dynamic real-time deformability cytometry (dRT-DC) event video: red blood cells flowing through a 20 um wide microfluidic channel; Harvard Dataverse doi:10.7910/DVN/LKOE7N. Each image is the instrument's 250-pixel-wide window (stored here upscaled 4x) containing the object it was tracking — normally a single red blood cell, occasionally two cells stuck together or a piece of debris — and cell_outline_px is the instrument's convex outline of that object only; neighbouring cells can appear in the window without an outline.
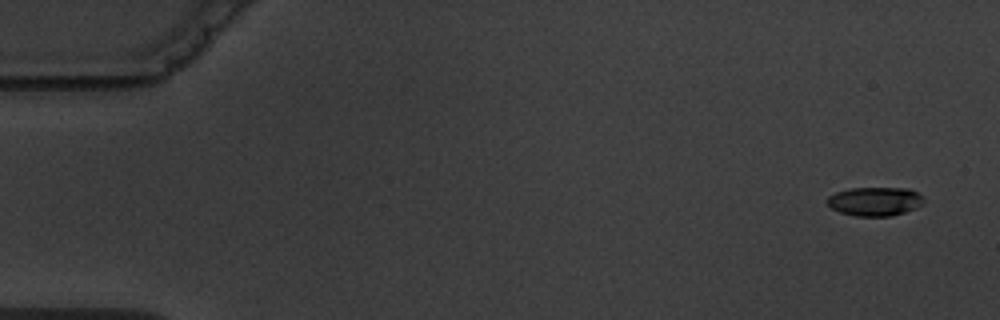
{"species": "common noctule bat (a hibernating species)", "species_latin": "Nyctalus noctula", "temperature_condition": "warm", "stored_images_in_passage": 5, "camera_frame_rate_fps": 3000, "um_per_image_px": 0.085, "animal": {"sex": "male", "body_mass_g": 19.5, "forearm_length_mm": 54.6}, "frame": {"image": 1, "passage_image": 1, "time_ms": 0.0, "image_size_px": [1000, 320], "cell_outline_px": [[924, 200], [916, 208], [892, 216], [856, 216], [840, 212], [832, 208], [824, 200], [828, 196], [836, 192], [848, 188], [908, 188], [924, 196]], "centroid_in_image_um": [74.34, 17.11], "position_along_channel_um": 10.7, "area_um2": 16.3}}
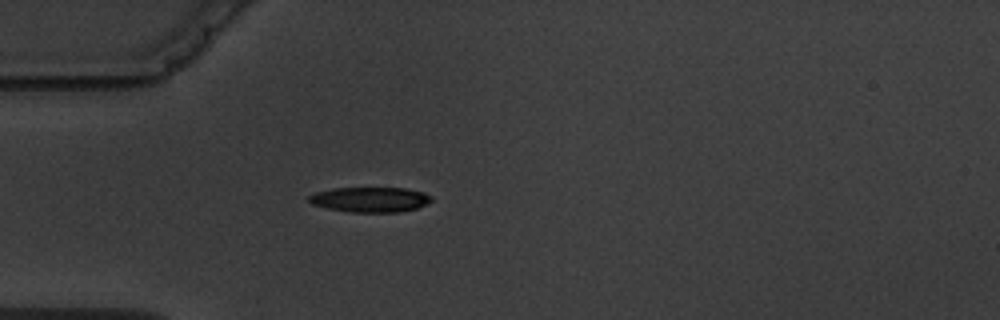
{"frame": {"image": 2, "passage_image": 5, "time_ms": 4.667, "image_size_px": [1000, 320], "cell_outline_px": [[432, 200], [428, 204], [416, 208], [400, 212], [352, 212], [328, 208], [312, 204], [308, 200], [308, 196], [316, 192], [332, 188], [404, 188], [424, 192], [432, 196]], "centroid_in_image_um": [31.49, 16.96], "position_along_channel_um": 53.5, "area_um2": 17.92}}